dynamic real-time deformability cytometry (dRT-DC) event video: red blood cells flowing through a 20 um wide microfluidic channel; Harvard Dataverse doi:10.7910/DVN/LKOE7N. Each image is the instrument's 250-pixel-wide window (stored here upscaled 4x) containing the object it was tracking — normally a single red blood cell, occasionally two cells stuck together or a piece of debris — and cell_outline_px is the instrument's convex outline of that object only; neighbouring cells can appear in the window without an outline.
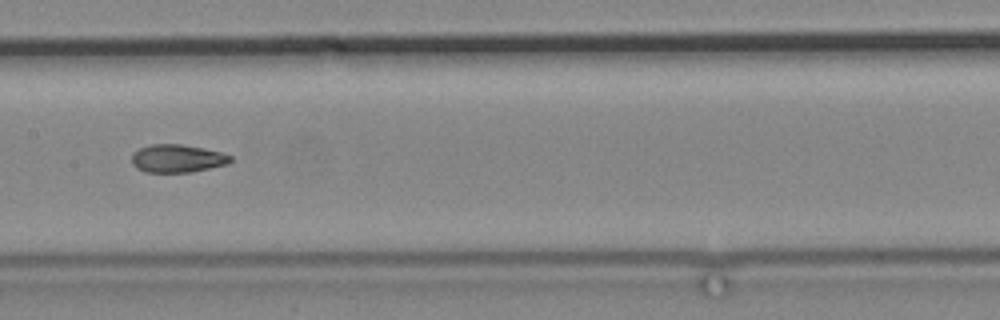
{"species": "common noctule bat (a hibernating species)", "species_latin": "Nyctalus noctula", "temperature_condition": "cold", "stored_images_in_passage": 12, "camera_frame_rate_fps": 3000, "um_per_image_px": 0.085, "animal": {"sex": "male", "body_mass_g": 19.2, "forearm_length_mm": 51.8}, "frame": {"image": 1, "passage_image": 12, "time_ms": 13.667, "image_size_px": [1000, 320], "cell_outline_px": [[232, 160], [228, 164], [192, 172], [144, 172], [136, 168], [132, 164], [132, 152], [140, 148], [152, 144], [180, 144], [204, 148], [220, 152], [232, 156]], "centroid_in_image_um": [15.06, 13.47], "position_along_channel_um": 192.3, "area_um2": 16.18}}